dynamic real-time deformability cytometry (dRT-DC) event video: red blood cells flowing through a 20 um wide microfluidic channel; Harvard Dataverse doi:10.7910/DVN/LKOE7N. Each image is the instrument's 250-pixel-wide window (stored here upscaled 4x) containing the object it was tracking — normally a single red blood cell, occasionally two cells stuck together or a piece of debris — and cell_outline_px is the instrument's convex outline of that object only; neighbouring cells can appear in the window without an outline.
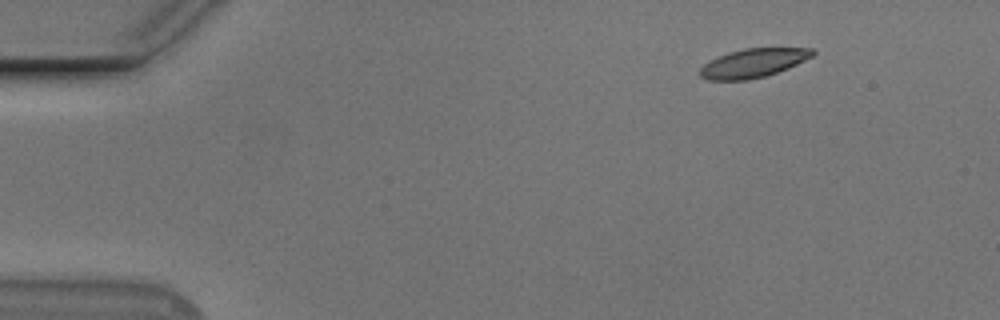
{"species": "Egyptian fruit bat (a non-hibernating species)", "species_latin": "Rousettus aegyptiacus", "temperature_condition": "cold", "stored_images_in_passage": 8, "camera_frame_rate_fps": 3000, "um_per_image_px": 0.085, "animal": {"sex": "male"}, "frame": {"image": 1, "passage_image": 1, "time_ms": 0.0, "image_size_px": [1000, 320], "cell_outline_px": [[816, 52], [812, 56], [788, 68], [764, 76], [748, 80], [708, 80], [700, 76], [700, 68], [708, 60], [716, 56], [728, 52], [744, 48], [812, 48]], "centroid_in_image_um": [63.98, 5.35], "position_along_channel_um": 21.0, "area_um2": 18.9}}